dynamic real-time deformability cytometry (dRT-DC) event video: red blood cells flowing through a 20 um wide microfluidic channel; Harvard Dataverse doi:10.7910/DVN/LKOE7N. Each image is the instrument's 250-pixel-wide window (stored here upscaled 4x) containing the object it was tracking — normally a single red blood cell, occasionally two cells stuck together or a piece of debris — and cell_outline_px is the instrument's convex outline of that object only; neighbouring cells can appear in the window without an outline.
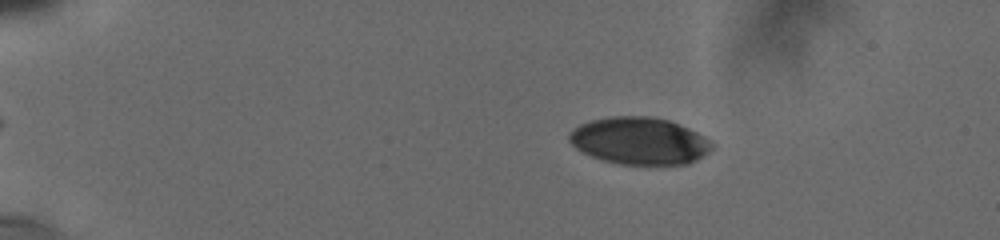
{"species": "human", "species_latin": "Homo sapiens", "temperature_condition": "cold", "stored_images_in_passage": 42, "camera_frame_rate_fps": 3000, "um_per_image_px": 0.085, "donor": {"sex": "male"}, "frame": {"image": 1, "passage_image": 2, "time_ms": 0.667, "image_size_px": [1000, 240], "cell_outline_px": [[712, 148], [696, 160], [688, 164], [620, 164], [604, 160], [592, 156], [576, 148], [568, 140], [568, 136], [572, 128], [580, 124], [592, 120], [612, 116], [648, 116], [668, 120], [688, 128], [704, 136], [712, 144]], "centroid_in_image_um": [54.32, 11.97], "position_along_channel_um": 30.7, "area_um2": 38.84}}
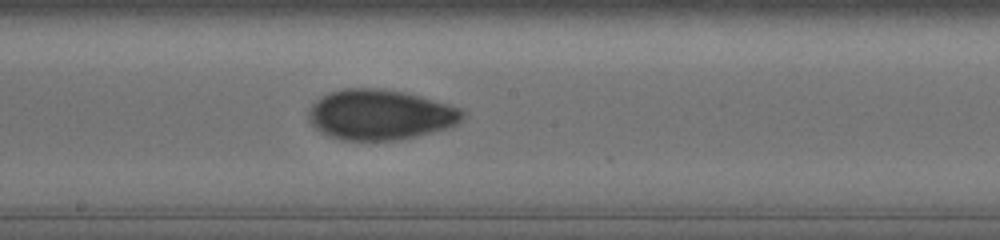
{"frame": {"image": 2, "passage_image": 21, "time_ms": 8.0, "image_size_px": [1000, 240], "cell_outline_px": [[464, 116], [456, 124], [432, 132], [400, 140], [340, 140], [328, 136], [320, 132], [308, 120], [308, 112], [312, 104], [316, 100], [332, 92], [344, 88], [372, 88], [400, 92], [416, 96], [460, 108], [464, 112]], "centroid_in_image_um": [32.25, 9.77], "position_along_channel_um": 216.0, "area_um2": 44.45}}
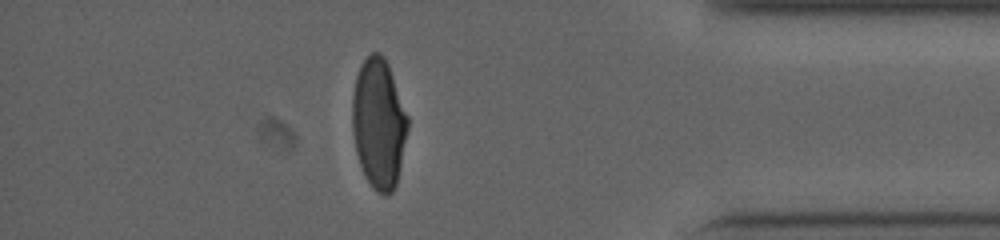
{"frame": {"image": 3, "passage_image": 37, "time_ms": 13.667, "image_size_px": [1000, 240], "cell_outline_px": [[408, 128], [396, 184], [392, 192], [388, 196], [384, 196], [372, 188], [364, 176], [356, 152], [352, 132], [352, 96], [356, 76], [360, 64], [372, 52], [380, 52], [384, 56], [388, 64], [408, 116]], "centroid_in_image_um": [32.17, 10.5], "position_along_channel_um": 403.0, "area_um2": 42.14}, "authors_computed_cell_mechanics": {"area_um2": 43.1766, "velocity_mm_per_s": 3.7611, "shape_relaxation_time_tau1_ms": 4.7862, "shape_relaxation_time_tau2_ms": 1.9957, "deformation_change_tau1": 0.1678, "deformation_change_tau2": 0.0517}}